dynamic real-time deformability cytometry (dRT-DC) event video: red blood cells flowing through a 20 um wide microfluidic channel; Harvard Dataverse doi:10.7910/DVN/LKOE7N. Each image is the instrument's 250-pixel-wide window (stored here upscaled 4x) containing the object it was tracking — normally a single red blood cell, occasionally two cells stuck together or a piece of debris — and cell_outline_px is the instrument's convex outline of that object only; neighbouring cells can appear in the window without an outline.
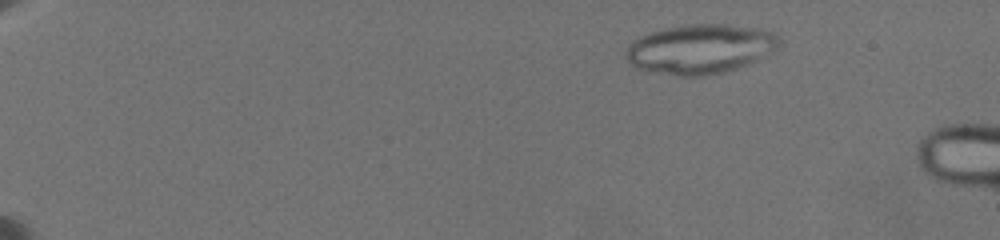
{"species": "common noctule bat (a hibernating species)", "species_latin": "Nyctalus noctula", "temperature_condition": "warm", "stored_images_in_passage": 50, "segment_of_instrument_passage": [1, 2], "camera_frame_rate_fps": 3000, "um_per_image_px": 0.085, "animal": {"sex": "female", "body_mass_g": 19.5, "forearm_length_mm": 54.1}, "frame": {"image": 1, "passage_image": 5, "time_ms": 2.0, "image_size_px": [1000, 240], "cell_outline_px": [[780, 44], [776, 52], [736, 68], [720, 72], [696, 76], [680, 76], [636, 68], [624, 56], [624, 52], [628, 44], [632, 40], [640, 36], [652, 32], [668, 28], [692, 24], [728, 24], [760, 28], [772, 32], [780, 36]], "centroid_in_image_um": [59.55, 4.14], "position_along_channel_um": 25.4, "area_um2": 44.16}}